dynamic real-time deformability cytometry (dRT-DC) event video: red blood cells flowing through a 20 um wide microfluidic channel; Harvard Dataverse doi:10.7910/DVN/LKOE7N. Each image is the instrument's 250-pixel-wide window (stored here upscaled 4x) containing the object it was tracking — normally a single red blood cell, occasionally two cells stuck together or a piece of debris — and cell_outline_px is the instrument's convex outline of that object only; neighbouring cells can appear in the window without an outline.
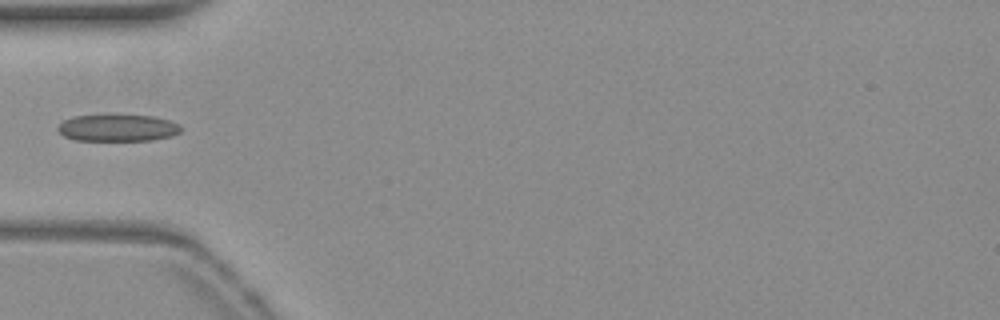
{"species": "common noctule bat (a hibernating species)", "species_latin": "Nyctalus noctula", "temperature_condition": "warm", "stored_images_in_passage": 38, "camera_frame_rate_fps": 3000, "um_per_image_px": 0.085, "animal": {"sex": "female", "body_mass_g": 19.3, "forearm_length_mm": 54.1}, "frame": {"image": 1, "passage_image": 1, "time_ms": 0.0, "image_size_px": [1000, 320], "cell_outline_px": [[184, 128], [180, 132], [172, 136], [152, 140], [76, 140], [64, 136], [56, 128], [64, 120], [72, 116], [152, 116], [168, 120], [180, 124]], "centroid_in_image_um": [10.04, 10.88], "position_along_channel_um": 75.0, "area_um2": 19.02}}
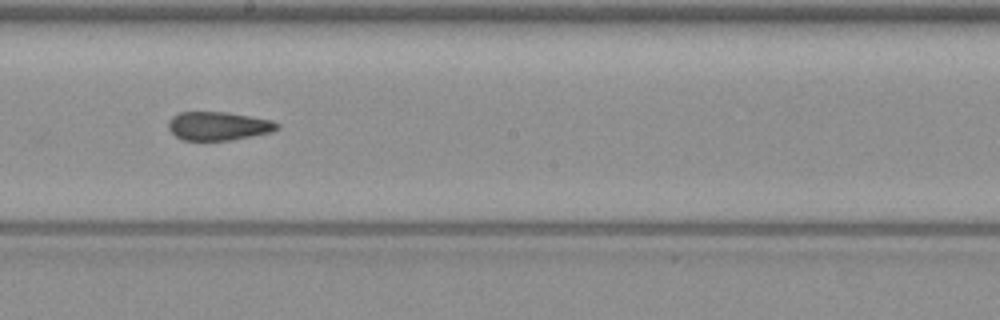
{"frame": {"image": 2, "passage_image": 13, "time_ms": 4.0, "image_size_px": [1000, 320], "cell_outline_px": [[280, 128], [272, 132], [232, 140], [184, 140], [176, 136], [168, 128], [168, 120], [172, 116], [180, 112], [228, 112], [272, 120], [280, 124]], "centroid_in_image_um": [18.58, 10.7], "position_along_channel_um": 229.6, "area_um2": 18.21}}
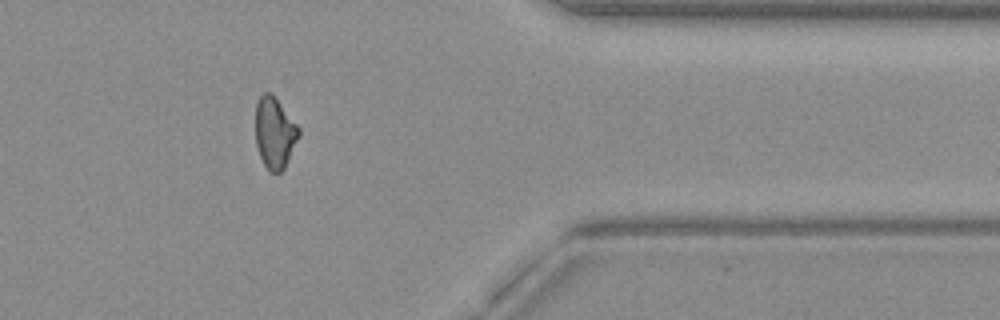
{"frame": {"image": 3, "passage_image": 27, "time_ms": 8.667, "image_size_px": [1000, 320], "cell_outline_px": [[300, 136], [284, 168], [280, 172], [268, 172], [260, 156], [256, 144], [256, 104], [260, 96], [264, 92], [272, 92], [300, 128]], "centroid_in_image_um": [23.36, 11.27], "position_along_channel_um": 388.0, "area_um2": 18.03}}